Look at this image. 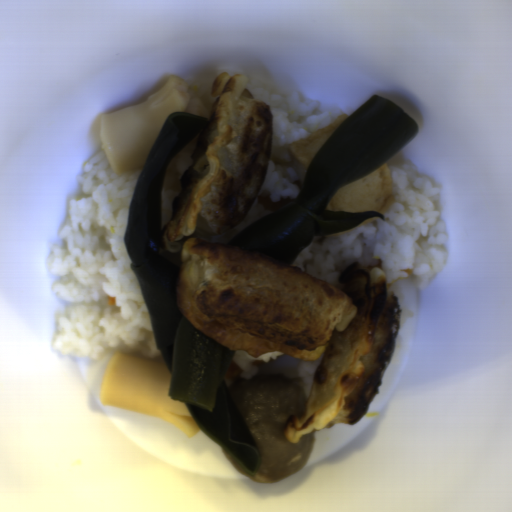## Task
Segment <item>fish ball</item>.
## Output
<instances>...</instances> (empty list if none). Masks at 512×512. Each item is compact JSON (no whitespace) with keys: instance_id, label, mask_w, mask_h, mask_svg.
<instances>
[{"instance_id":"fish-ball-1","label":"fish ball","mask_w":512,"mask_h":512,"mask_svg":"<svg viewBox=\"0 0 512 512\" xmlns=\"http://www.w3.org/2000/svg\"><path fill=\"white\" fill-rule=\"evenodd\" d=\"M396 199L390 171L386 165L337 189L326 209L330 211L388 212Z\"/></svg>"},{"instance_id":"fish-ball-2","label":"fish ball","mask_w":512,"mask_h":512,"mask_svg":"<svg viewBox=\"0 0 512 512\" xmlns=\"http://www.w3.org/2000/svg\"><path fill=\"white\" fill-rule=\"evenodd\" d=\"M348 117L343 113L323 128L288 144L286 150L302 186L313 159Z\"/></svg>"},{"instance_id":"fish-ball-3","label":"fish ball","mask_w":512,"mask_h":512,"mask_svg":"<svg viewBox=\"0 0 512 512\" xmlns=\"http://www.w3.org/2000/svg\"><path fill=\"white\" fill-rule=\"evenodd\" d=\"M377 219H378L377 217H376V218H371V219H369V220H367V221H365V222L361 223L360 225H358V226H356V227H354V228H352V229H350V230H348V231H344V232H340V233H336V234H332V235H325V236H326L328 239H335V238H337V237H339V236H341V235H343V234H346V233H348V232H350V231H353V230L358 229V228H360V227H362V226H365V225H367V224H369V223H371V222H374V221H376Z\"/></svg>"}]
</instances>
